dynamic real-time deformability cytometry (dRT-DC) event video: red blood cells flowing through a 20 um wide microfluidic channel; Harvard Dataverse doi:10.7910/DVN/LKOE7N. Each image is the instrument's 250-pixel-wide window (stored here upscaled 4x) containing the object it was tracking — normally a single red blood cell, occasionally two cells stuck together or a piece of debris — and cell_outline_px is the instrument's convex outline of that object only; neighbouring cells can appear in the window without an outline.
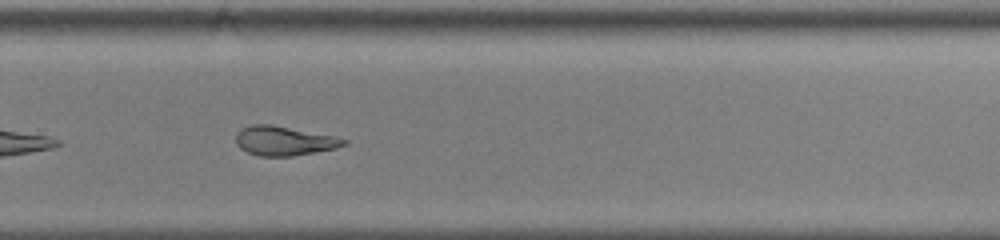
{"species": "common noctule bat (a hibernating species)", "species_latin": "Nyctalus noctula", "temperature_condition": "cold", "stored_images_in_passage": 28, "camera_frame_rate_fps": 3000, "um_per_image_px": 0.085, "animal": {"sex": "male", "body_mass_g": 13.0, "forearm_length_mm": 53.1}, "frame": {"image": 1, "passage_image": 20, "time_ms": 6.333, "image_size_px": [1000, 240], "cell_outline_px": [[348, 144], [336, 148], [316, 152], [292, 156], [256, 156], [240, 148], [236, 144], [236, 132], [240, 128], [252, 124], [268, 124], [332, 136], [348, 140]], "centroid_in_image_um": [24.1, 11.98], "position_along_channel_um": 305.7, "area_um2": 18.32}, "authors_computed_cell_mechanics": {"area_um2": 18.2937, "velocity_mm_per_s": 3.8546, "shape_relaxation_time_tau1_ms": 7.1161, "shape_relaxation_time_tau2_ms": 4.9094, "deformation_change_tau1": 0.2194, "deformation_change_tau2": 0.1365}}